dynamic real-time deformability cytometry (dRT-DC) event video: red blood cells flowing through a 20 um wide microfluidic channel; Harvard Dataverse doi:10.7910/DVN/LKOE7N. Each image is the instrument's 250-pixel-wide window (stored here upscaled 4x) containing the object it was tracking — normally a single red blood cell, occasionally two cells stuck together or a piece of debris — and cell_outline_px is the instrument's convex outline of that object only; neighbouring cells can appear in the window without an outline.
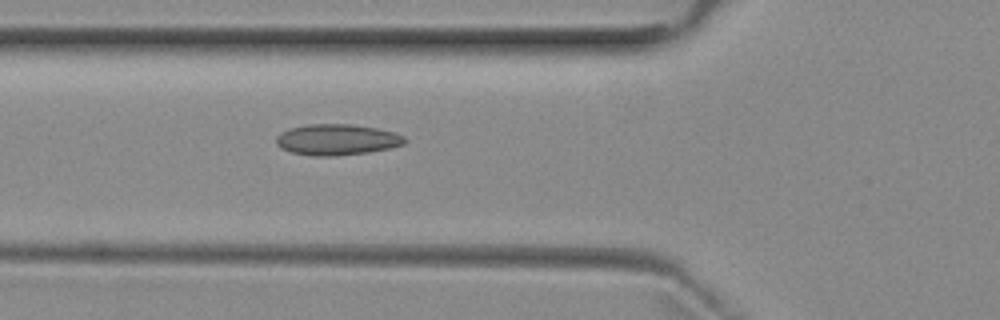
{"species": "common noctule bat (a hibernating species)", "species_latin": "Nyctalus noctula", "temperature_condition": "room temperature", "stored_images_in_passage": 2, "camera_frame_rate_fps": 3000, "um_per_image_px": 0.085, "animal": {"sex": "female", "body_mass_g": 29.2, "forearm_length_mm": 56.3}, "frame": {"image": 1, "passage_image": 2, "time_ms": 1.0, "image_size_px": [1000, 320], "cell_outline_px": [[408, 140], [404, 144], [388, 148], [368, 152], [336, 156], [312, 156], [292, 152], [280, 148], [276, 144], [276, 136], [280, 132], [288, 128], [308, 124], [352, 124], [376, 128], [396, 132], [404, 136]], "centroid_in_image_um": [28.62, 11.86], "position_along_channel_um": 97.2, "area_um2": 23.41}}